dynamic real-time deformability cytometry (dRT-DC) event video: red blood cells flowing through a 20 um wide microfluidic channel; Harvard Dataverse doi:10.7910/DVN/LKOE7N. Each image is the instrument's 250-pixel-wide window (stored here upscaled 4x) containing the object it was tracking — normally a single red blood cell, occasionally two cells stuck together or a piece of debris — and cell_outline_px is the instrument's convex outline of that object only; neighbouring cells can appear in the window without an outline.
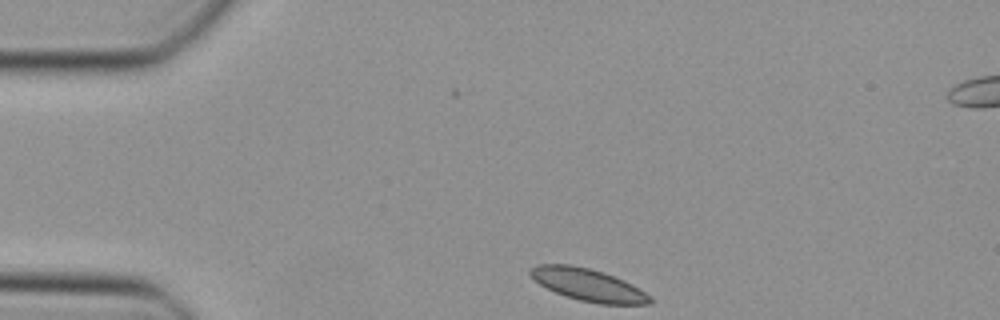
{"species": "Egyptian fruit bat (a non-hibernating species)", "species_latin": "Rousettus aegyptiacus", "temperature_condition": "cold", "stored_images_in_passage": 39, "camera_frame_rate_fps": 3000, "um_per_image_px": 0.085, "animal": {"sex": "female"}, "frame": {"image": 1, "passage_image": 1, "time_ms": 0.0, "image_size_px": [1000, 320], "cell_outline_px": [[652, 304], [600, 304], [580, 300], [564, 296], [540, 284], [528, 272], [528, 268], [540, 264], [568, 264], [588, 268], [604, 272], [624, 280], [632, 284], [652, 296]], "centroid_in_image_um": [50.01, 24.21], "position_along_channel_um": 35.0, "area_um2": 22.48}}
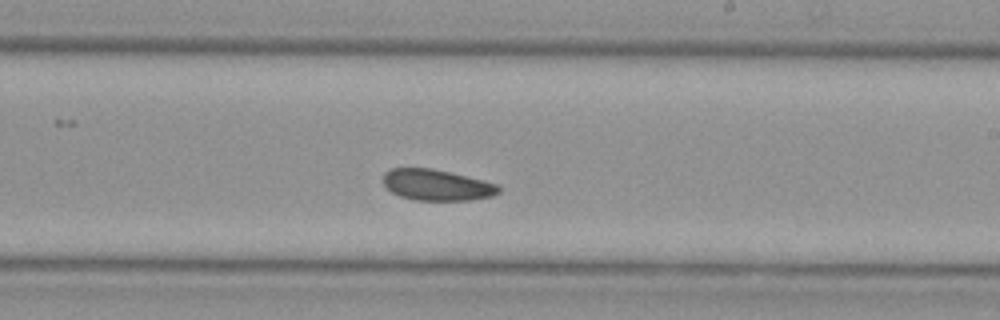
{"frame": {"image": 2, "passage_image": 20, "time_ms": 6.333, "image_size_px": [1000, 320], "cell_outline_px": [[500, 192], [492, 196], [468, 200], [416, 200], [400, 196], [392, 192], [384, 184], [384, 172], [392, 168], [432, 168], [496, 184], [500, 188]], "centroid_in_image_um": [37.09, 15.73], "position_along_channel_um": 251.9, "area_um2": 20.52}}
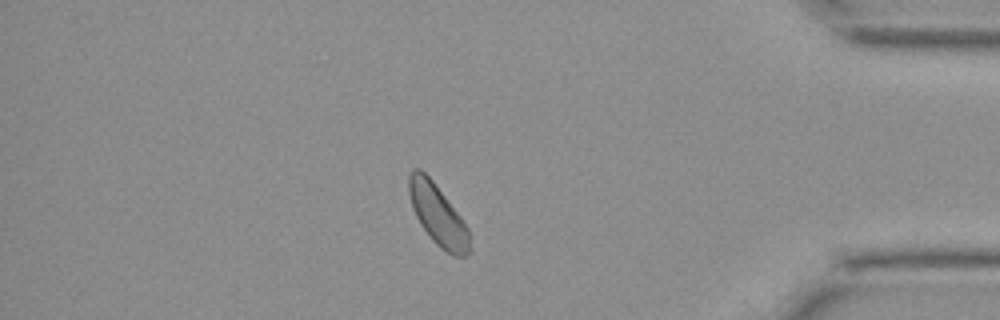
{"frame": {"image": 3, "passage_image": 33, "time_ms": 10.667, "image_size_px": [1000, 320], "cell_outline_px": [[468, 252], [464, 256], [452, 256], [440, 248], [432, 240], [420, 224], [416, 216], [408, 192], [408, 176], [412, 168], [420, 168], [432, 180], [460, 216], [468, 228]], "centroid_in_image_um": [37.17, 18.24], "position_along_channel_um": 398.0, "area_um2": 21.1}}